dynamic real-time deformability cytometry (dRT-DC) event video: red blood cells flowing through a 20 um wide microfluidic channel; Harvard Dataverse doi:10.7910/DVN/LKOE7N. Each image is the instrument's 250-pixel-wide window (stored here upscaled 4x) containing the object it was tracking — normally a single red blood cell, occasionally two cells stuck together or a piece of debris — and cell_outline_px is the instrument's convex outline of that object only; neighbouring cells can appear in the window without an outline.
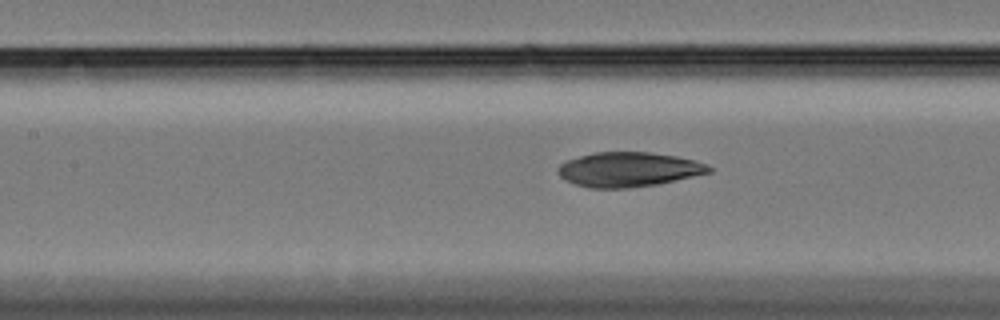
{"species": "Egyptian fruit bat (a non-hibernating species)", "species_latin": "Rousettus aegyptiacus", "temperature_condition": "cold", "stored_images_in_passage": 60, "camera_frame_rate_fps": 3000, "um_per_image_px": 0.085, "animal": {"sex": "female"}, "frame": {"image": 1, "passage_image": 27, "time_ms": 8.667, "image_size_px": [1000, 320], "cell_outline_px": [[712, 172], [656, 184], [628, 188], [588, 188], [576, 184], [560, 176], [556, 172], [560, 164], [568, 160], [580, 156], [596, 152], [648, 152], [676, 156], [692, 160], [704, 164], [712, 168]], "centroid_in_image_um": [53.4, 14.4], "position_along_channel_um": 154.0, "area_um2": 30.06}}
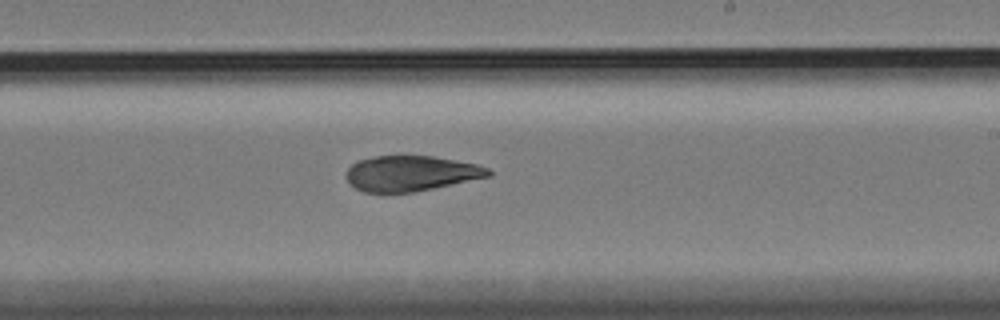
{"frame": {"image": 2, "passage_image": 36, "time_ms": 11.667, "image_size_px": [1000, 320], "cell_outline_px": [[492, 176], [412, 192], [364, 192], [356, 188], [348, 180], [348, 168], [356, 160], [376, 156], [432, 156], [476, 164], [488, 168], [492, 172]], "centroid_in_image_um": [34.94, 14.73], "position_along_channel_um": 254.1, "area_um2": 28.96}}
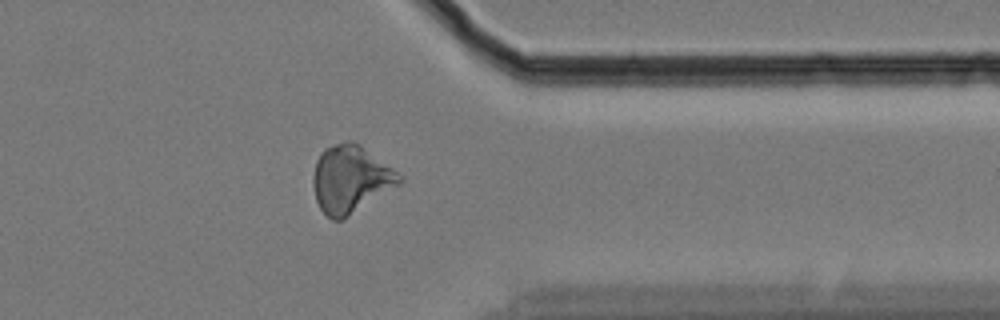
{"frame": {"image": 3, "passage_image": 48, "time_ms": 15.667, "image_size_px": [1000, 320], "cell_outline_px": [[404, 180], [400, 184], [340, 220], [332, 220], [320, 208], [316, 200], [312, 180], [316, 160], [324, 148], [344, 140], [352, 140], [360, 144], [392, 168]], "centroid_in_image_um": [29.77, 15.19], "position_along_channel_um": 381.6, "area_um2": 33.41}}